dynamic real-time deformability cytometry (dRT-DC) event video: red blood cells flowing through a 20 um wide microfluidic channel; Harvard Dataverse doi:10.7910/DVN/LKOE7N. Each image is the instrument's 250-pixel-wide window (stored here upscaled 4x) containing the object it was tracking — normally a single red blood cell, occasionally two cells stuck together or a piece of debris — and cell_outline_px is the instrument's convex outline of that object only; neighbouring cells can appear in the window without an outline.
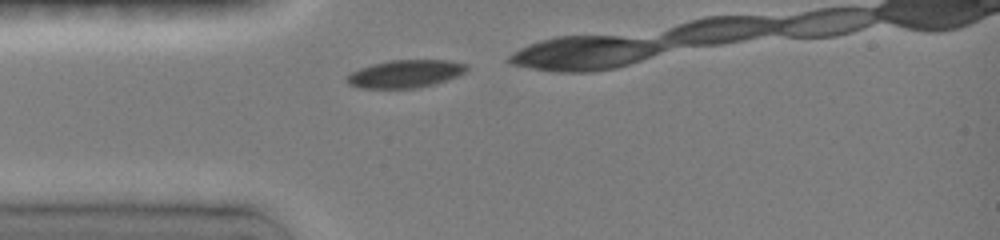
{"species": "common noctule bat (a hibernating species)", "species_latin": "Nyctalus noctula", "temperature_condition": "room temperature", "stored_images_in_passage": 6, "camera_frame_rate_fps": 3000, "um_per_image_px": 0.085, "animal": {"sex": "female", "body_mass_g": 19.0, "forearm_length_mm": 51.5}, "frame": {"image": 1, "passage_image": 1, "time_ms": 0.0, "image_size_px": [1000, 240], "cell_outline_px": [[468, 68], [456, 76], [432, 84], [412, 88], [364, 88], [348, 84], [348, 76], [352, 72], [360, 68], [372, 64], [388, 60], [448, 60], [464, 64]], "centroid_in_image_um": [34.41, 6.26], "position_along_channel_um": 50.6, "area_um2": 18.84}}